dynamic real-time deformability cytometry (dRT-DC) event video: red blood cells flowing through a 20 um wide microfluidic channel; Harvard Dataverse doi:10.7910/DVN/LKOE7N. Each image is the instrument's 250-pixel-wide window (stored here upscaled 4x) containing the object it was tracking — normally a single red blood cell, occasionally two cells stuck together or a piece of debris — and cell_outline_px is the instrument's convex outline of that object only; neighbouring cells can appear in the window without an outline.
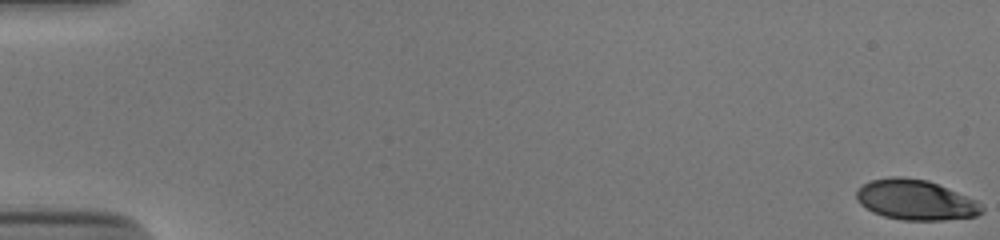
{"species": "human", "species_latin": "Homo sapiens", "temperature_condition": "cold", "stored_images_in_passage": 54, "camera_frame_rate_fps": 3000, "um_per_image_px": 0.085, "donor": {"sex": "male"}, "frame": {"image": 1, "passage_image": 1, "time_ms": 0.0, "image_size_px": [1000, 240], "cell_outline_px": [[984, 212], [976, 216], [944, 220], [900, 220], [884, 216], [872, 212], [860, 204], [856, 200], [856, 192], [864, 184], [872, 180], [888, 176], [904, 176], [928, 180], [976, 200], [984, 208]], "centroid_in_image_um": [77.81, 16.99], "position_along_channel_um": 7.2, "area_um2": 29.48}}
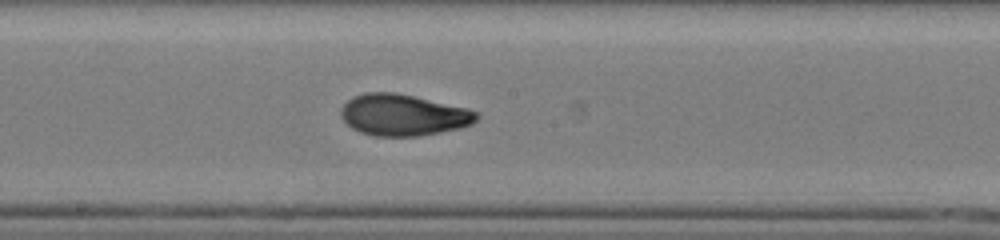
{"frame": {"image": 2, "passage_image": 31, "time_ms": 10.0, "image_size_px": [1000, 240], "cell_outline_px": [[480, 116], [472, 124], [460, 128], [420, 136], [376, 136], [360, 132], [352, 128], [340, 116], [340, 108], [352, 96], [364, 92], [396, 92], [468, 108], [480, 112]], "centroid_in_image_um": [34.28, 9.76], "position_along_channel_um": 213.9, "area_um2": 33.0}}
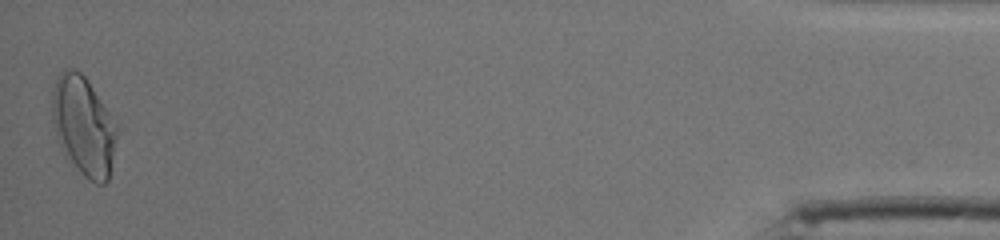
{"frame": {"image": 3, "passage_image": 54, "time_ms": 17.667, "image_size_px": [1000, 240], "cell_outline_px": [[116, 136], [108, 180], [104, 184], [96, 184], [88, 180], [68, 164], [64, 156], [56, 136], [52, 120], [52, 92], [56, 76], [64, 68], [76, 68], [88, 80], [116, 124]], "centroid_in_image_um": [7.05, 10.72], "position_along_channel_um": 428.2, "area_um2": 37.63}, "authors_computed_cell_mechanics": {"area_um2": 31.7033, "velocity_mm_per_s": 3.8796, "shape_relaxation_time_tau1_ms": 4.171, "shape_relaxation_time_tau2_ms": 1.3388, "deformation_change_tau1": 0.1836, "deformation_change_tau2": 0.0611}}